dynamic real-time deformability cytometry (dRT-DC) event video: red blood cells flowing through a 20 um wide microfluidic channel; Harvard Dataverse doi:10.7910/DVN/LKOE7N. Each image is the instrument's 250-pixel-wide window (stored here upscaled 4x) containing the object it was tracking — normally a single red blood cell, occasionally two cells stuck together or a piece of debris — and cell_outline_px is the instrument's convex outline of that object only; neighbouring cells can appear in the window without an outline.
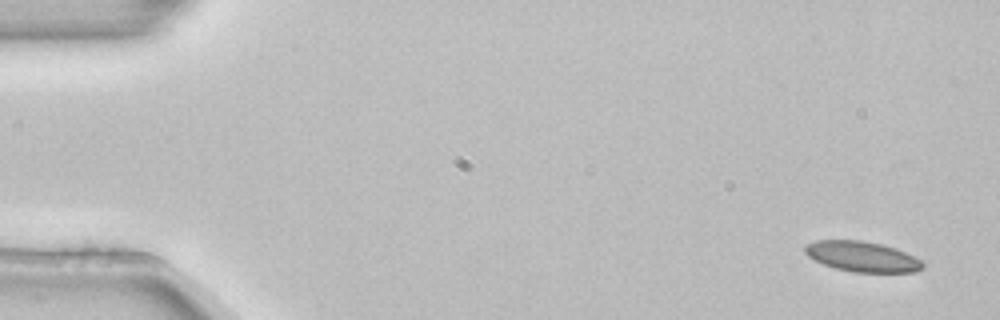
{"species": "common noctule bat (a hibernating species)", "species_latin": "Nyctalus noctula", "temperature_condition": "room temperature", "stored_images_in_passage": 5, "segment_of_instrument_passage": [2, 2], "camera_frame_rate_fps": 3000, "um_per_image_px": 0.085, "animal": {"sex": "female", "body_mass_g": 22.7, "forearm_length_mm": 54.2}, "frame": {"image": 1, "passage_image": 5, "time_ms": 1.333, "image_size_px": [1000, 320], "cell_outline_px": [[924, 268], [916, 272], [852, 272], [836, 268], [824, 264], [808, 256], [804, 252], [804, 244], [816, 240], [860, 240], [880, 244], [896, 248], [916, 256], [924, 264]], "centroid_in_image_um": [73.3, 21.8], "position_along_channel_um": 11.7, "area_um2": 20.92}}